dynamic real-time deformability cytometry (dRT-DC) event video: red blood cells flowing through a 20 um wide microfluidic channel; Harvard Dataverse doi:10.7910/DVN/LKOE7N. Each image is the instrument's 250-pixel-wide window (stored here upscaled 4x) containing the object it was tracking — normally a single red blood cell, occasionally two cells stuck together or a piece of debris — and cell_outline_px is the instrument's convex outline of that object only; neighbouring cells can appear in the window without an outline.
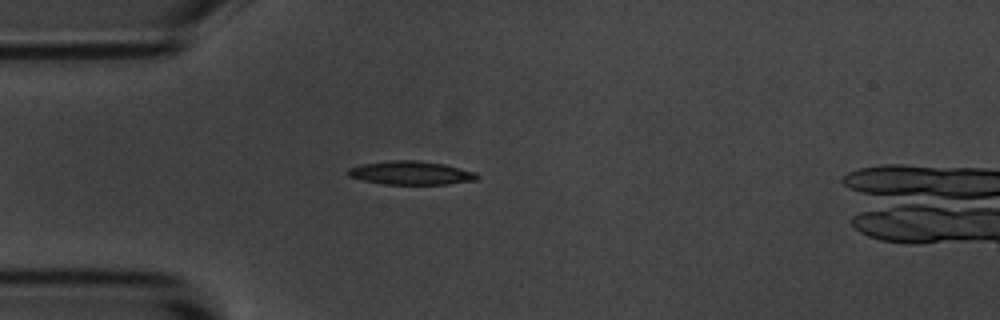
{"species": "common noctule bat (a hibernating species)", "species_latin": "Nyctalus noctula", "temperature_condition": "room temperature", "stored_images_in_passage": 41, "camera_frame_rate_fps": 3000, "um_per_image_px": 0.085, "animal": {"sex": "male", "body_mass_g": 20.1, "forearm_length_mm": 53.5}, "frame": {"image": 1, "passage_image": 1, "time_ms": 0.0, "image_size_px": [1000, 320], "cell_outline_px": [[480, 176], [476, 180], [448, 184], [380, 184], [348, 176], [348, 168], [360, 164], [392, 160], [420, 160], [444, 164], [476, 172]], "centroid_in_image_um": [34.94, 14.69], "position_along_channel_um": 50.1, "area_um2": 17.8}}
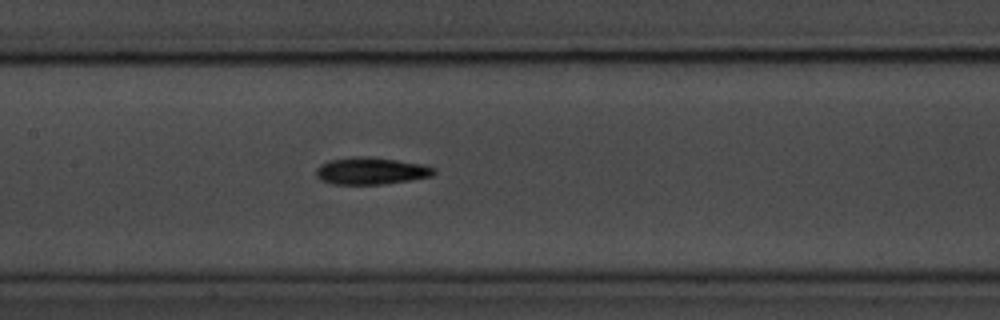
{"frame": {"image": 2, "passage_image": 12, "time_ms": 3.667, "image_size_px": [1000, 320], "cell_outline_px": [[436, 172], [432, 176], [384, 184], [332, 184], [320, 180], [316, 176], [316, 168], [320, 164], [328, 160], [352, 156], [368, 156], [424, 164], [436, 168]], "centroid_in_image_um": [31.51, 14.52], "position_along_channel_um": 175.9, "area_um2": 18.79}}
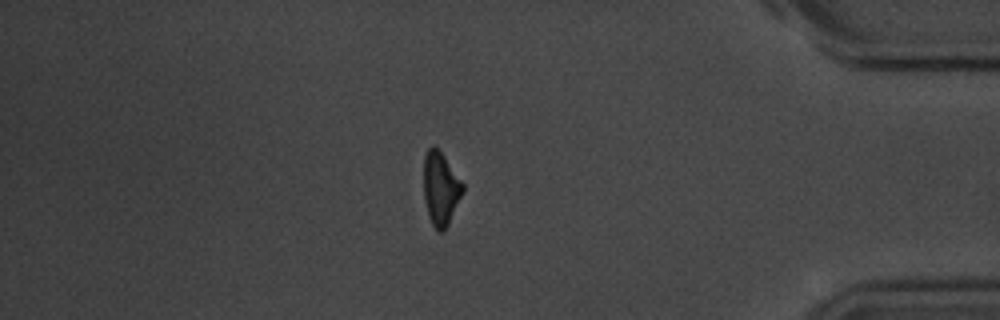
{"frame": {"image": 3, "passage_image": 33, "time_ms": 10.667, "image_size_px": [1000, 320], "cell_outline_px": [[464, 192], [444, 232], [440, 232], [432, 224], [428, 216], [424, 200], [424, 156], [428, 148], [432, 144], [436, 144], [464, 184]], "centroid_in_image_um": [37.45, 15.99], "position_along_channel_um": 397.7, "area_um2": 16.94}, "authors_computed_cell_mechanics": {"area_um2": 17.8602, "velocity_mm_per_s": 3.6728, "shape_relaxation_time_tau1_ms": 3.0599, "shape_relaxation_time_tau2_ms": 6.3434, "deformation_change_tau1": 0.1242, "deformation_change_tau2": 0.1627}}